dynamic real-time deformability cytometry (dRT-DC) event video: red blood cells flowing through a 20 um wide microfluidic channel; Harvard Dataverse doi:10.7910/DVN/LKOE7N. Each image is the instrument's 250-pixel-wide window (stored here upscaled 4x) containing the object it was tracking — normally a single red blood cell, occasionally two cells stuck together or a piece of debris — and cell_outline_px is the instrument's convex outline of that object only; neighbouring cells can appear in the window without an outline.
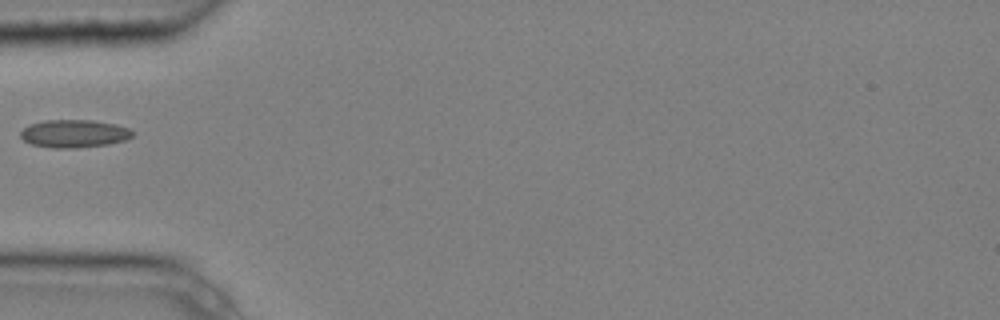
{"species": "common noctule bat (a hibernating species)", "species_latin": "Nyctalus noctula", "temperature_condition": "cold", "stored_images_in_passage": 1, "camera_frame_rate_fps": 3000, "um_per_image_px": 0.085, "animal": {"sex": "male", "body_mass_g": 20.4}, "frame": {"image": 1, "passage_image": 1, "time_ms": 0.0, "image_size_px": [1000, 320], "cell_outline_px": [[136, 132], [132, 136], [124, 140], [108, 144], [76, 148], [52, 148], [32, 144], [24, 140], [20, 136], [20, 132], [28, 124], [44, 120], [92, 120], [116, 124], [128, 128]], "centroid_in_image_um": [6.3, 11.35], "position_along_channel_um": 78.7, "area_um2": 18.26}}